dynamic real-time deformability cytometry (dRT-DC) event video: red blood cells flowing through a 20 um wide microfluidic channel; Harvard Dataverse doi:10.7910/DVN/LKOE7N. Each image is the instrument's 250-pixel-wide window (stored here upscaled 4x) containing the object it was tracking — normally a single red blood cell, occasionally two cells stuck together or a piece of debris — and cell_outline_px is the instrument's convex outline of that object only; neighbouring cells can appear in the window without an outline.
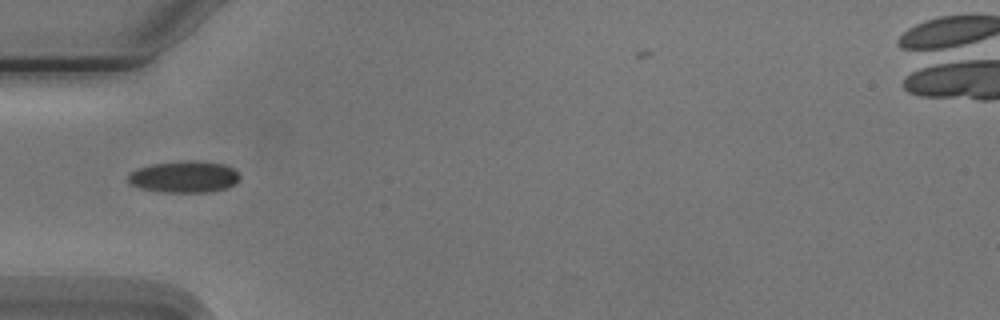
{"species": "Egyptian fruit bat (a non-hibernating species)", "species_latin": "Rousettus aegyptiacus", "temperature_condition": "cold", "stored_images_in_passage": 8, "camera_frame_rate_fps": 3000, "um_per_image_px": 0.085, "animal": {"sex": "male"}, "frame": {"image": 1, "passage_image": 5, "time_ms": 5.667, "image_size_px": [1000, 320], "cell_outline_px": [[240, 176], [236, 184], [228, 188], [212, 192], [164, 192], [140, 188], [132, 184], [128, 180], [128, 172], [152, 164], [188, 160], [196, 160], [224, 164], [232, 168]], "centroid_in_image_um": [15.68, 15.03], "position_along_channel_um": 69.3, "area_um2": 20.63}}
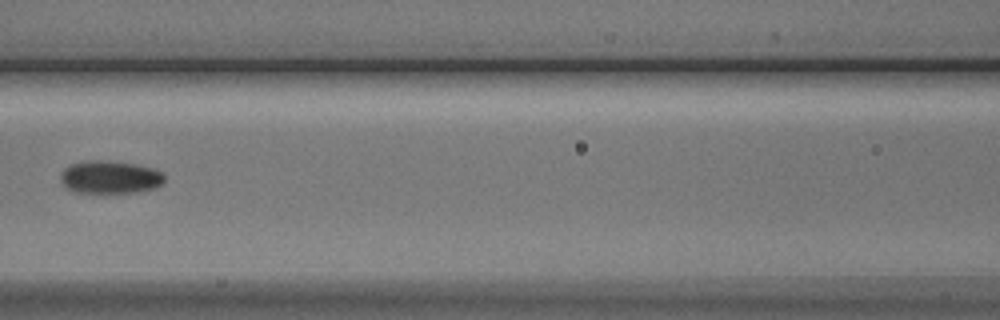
{"frame": {"image": 2, "passage_image": 7, "time_ms": 8.0, "image_size_px": [1000, 320], "cell_outline_px": [[164, 184], [156, 188], [132, 192], [72, 192], [64, 188], [60, 180], [60, 176], [64, 168], [72, 164], [84, 160], [100, 160], [136, 164], [152, 168], [160, 172], [164, 176]], "centroid_in_image_um": [9.31, 15.06], "position_along_channel_um": 157.3, "area_um2": 19.94}}
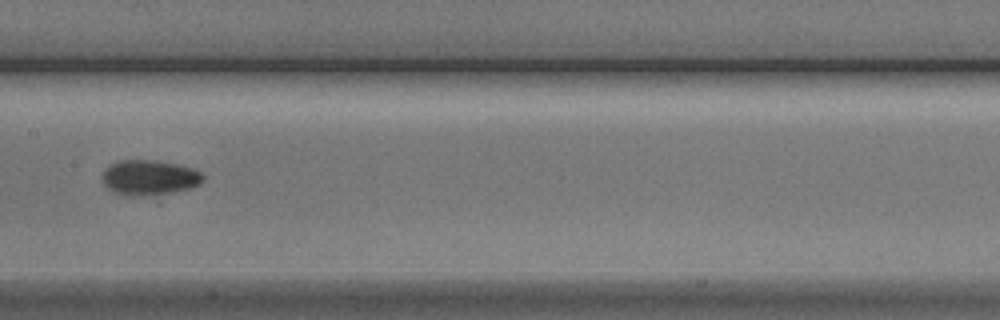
{"frame": {"image": 3, "passage_image": 8, "time_ms": 9.0, "image_size_px": [1000, 320], "cell_outline_px": [[204, 180], [200, 184], [188, 188], [172, 192], [144, 196], [124, 196], [108, 188], [104, 184], [104, 168], [120, 160], [156, 160], [176, 164], [192, 168], [200, 172], [204, 176]], "centroid_in_image_um": [12.7, 15.09], "position_along_channel_um": 194.7, "area_um2": 20.46}}